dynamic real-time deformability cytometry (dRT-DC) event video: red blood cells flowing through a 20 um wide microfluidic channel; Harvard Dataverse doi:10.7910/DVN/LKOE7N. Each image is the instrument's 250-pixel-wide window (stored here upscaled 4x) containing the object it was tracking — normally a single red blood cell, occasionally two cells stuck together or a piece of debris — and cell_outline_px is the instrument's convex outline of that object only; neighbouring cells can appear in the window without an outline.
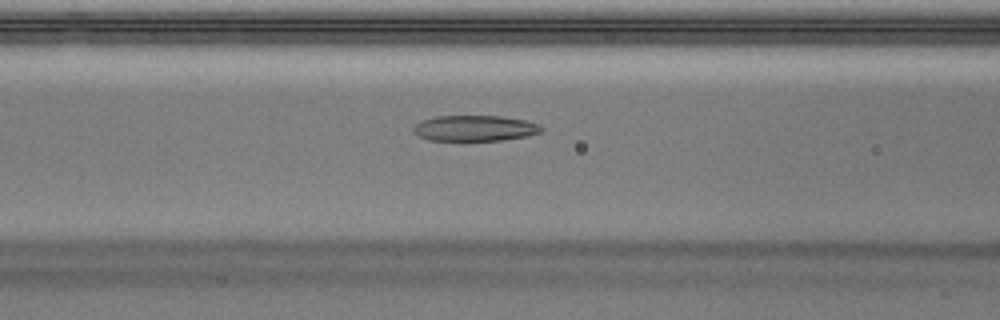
{"species": "Egyptian fruit bat (a non-hibernating species)", "species_latin": "Rousettus aegyptiacus", "temperature_condition": "warm", "stored_images_in_passage": 46, "camera_frame_rate_fps": 3000, "um_per_image_px": 0.085, "animal": {"sex": "male"}, "frame": {"image": 1, "passage_image": 17, "time_ms": 5.333, "image_size_px": [1000, 320], "cell_outline_px": [[544, 128], [540, 132], [528, 136], [500, 140], [428, 140], [412, 132], [412, 128], [420, 120], [436, 116], [500, 116], [524, 120], [536, 124]], "centroid_in_image_um": [40.31, 10.89], "position_along_channel_um": 126.3, "area_um2": 19.07}}
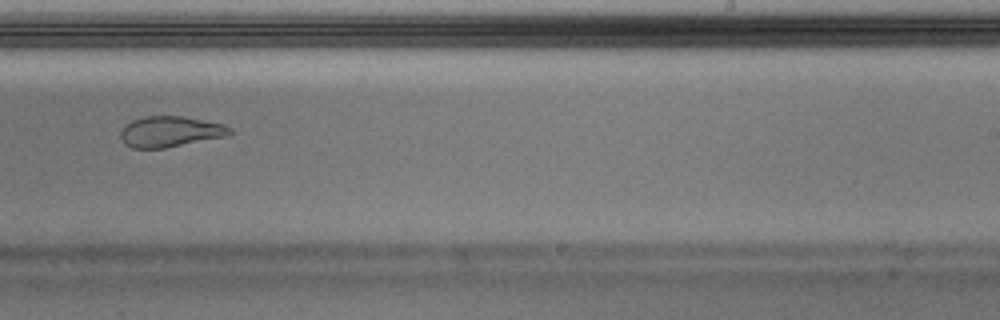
{"frame": {"image": 2, "passage_image": 28, "time_ms": 9.0, "image_size_px": [1000, 320], "cell_outline_px": [[232, 132], [228, 136], [164, 148], [132, 148], [124, 144], [120, 140], [120, 132], [124, 124], [132, 120], [144, 116], [184, 116], [224, 124], [232, 128]], "centroid_in_image_um": [14.45, 11.18], "position_along_channel_um": 274.6, "area_um2": 19.83}}
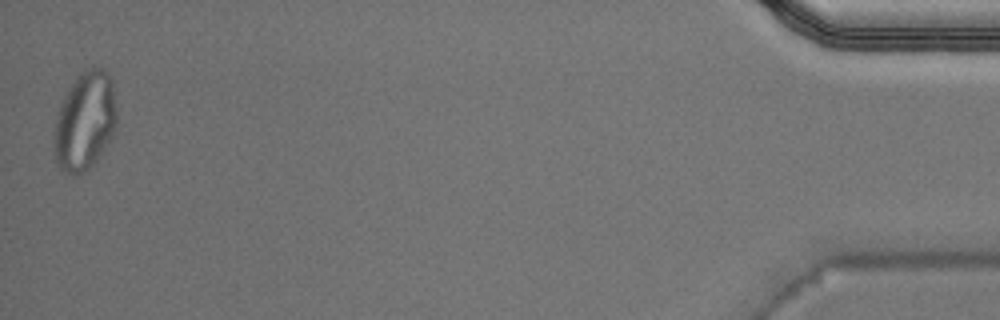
{"frame": {"image": 3, "passage_image": 46, "time_ms": 15.0, "image_size_px": [1000, 320], "cell_outline_px": [[116, 120], [112, 136], [96, 160], [84, 172], [72, 176], [60, 168], [56, 160], [52, 140], [52, 136], [56, 116], [60, 104], [76, 76], [80, 72], [92, 64], [104, 68], [112, 76], [116, 108]], "centroid_in_image_um": [7.2, 10.23], "position_along_channel_um": 428.0, "area_um2": 36.47}, "authors_computed_cell_mechanics": {"area_um2": 21.0681, "velocity_mm_per_s": 4.0488, "shape_relaxation_time_tau1_ms": null, "shape_relaxation_time_tau2_ms": 1.6085, "deformation_change_tau1": null, "deformation_change_tau2": 0.0868}}